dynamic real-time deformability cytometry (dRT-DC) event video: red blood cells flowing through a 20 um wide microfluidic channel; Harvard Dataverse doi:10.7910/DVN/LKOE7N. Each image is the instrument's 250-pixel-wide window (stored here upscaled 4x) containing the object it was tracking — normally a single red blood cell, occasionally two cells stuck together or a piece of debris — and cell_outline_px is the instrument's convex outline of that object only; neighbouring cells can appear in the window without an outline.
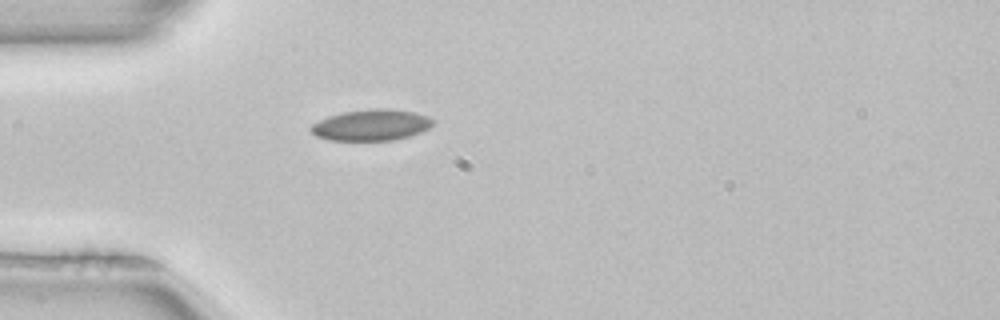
{"species": "common noctule bat (a hibernating species)", "species_latin": "Nyctalus noctula", "temperature_condition": "room temperature", "stored_images_in_passage": 4, "camera_frame_rate_fps": 3000, "um_per_image_px": 0.085, "animal": {"sex": "female", "body_mass_g": 22.7, "forearm_length_mm": 54.2}, "frame": {"image": 1, "passage_image": 4, "time_ms": 1.0, "image_size_px": [1000, 320], "cell_outline_px": [[432, 124], [428, 128], [420, 132], [408, 136], [392, 140], [328, 140], [316, 136], [308, 128], [312, 124], [328, 116], [344, 112], [372, 108], [388, 108], [416, 112], [428, 116], [432, 120]], "centroid_in_image_um": [31.54, 10.62], "position_along_channel_um": 53.5, "area_um2": 22.08}}